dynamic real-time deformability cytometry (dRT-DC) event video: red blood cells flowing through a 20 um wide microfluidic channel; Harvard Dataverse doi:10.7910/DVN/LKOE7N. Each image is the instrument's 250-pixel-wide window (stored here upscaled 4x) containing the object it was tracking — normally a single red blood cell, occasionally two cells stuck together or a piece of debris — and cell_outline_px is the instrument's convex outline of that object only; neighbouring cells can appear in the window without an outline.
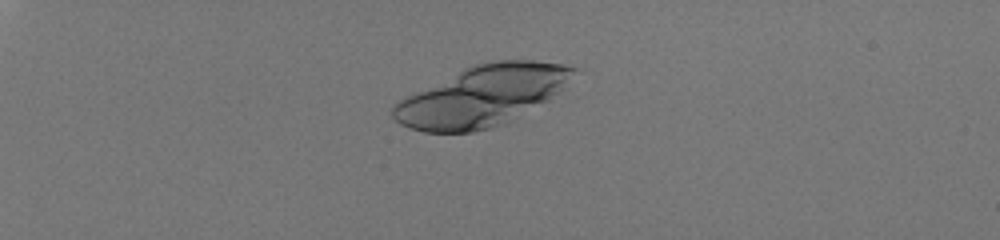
{"species": "human", "species_latin": "Homo sapiens", "temperature_condition": "room temperature", "stored_images_in_passage": 49, "camera_frame_rate_fps": 3000, "um_per_image_px": 0.085, "donor": {"sex": "male"}, "frame": {"image": 1, "passage_image": 18, "time_ms": 5.667, "image_size_px": [1000, 240], "cell_outline_px": [[576, 68], [568, 88], [548, 100], [504, 124], [492, 128], [472, 132], [424, 132], [408, 128], [400, 124], [392, 116], [392, 104], [404, 96], [464, 68], [476, 64], [496, 60], [532, 60], [564, 64]], "centroid_in_image_um": [40.99, 8.15], "position_along_channel_um": 44.0, "area_um2": 63.87}}